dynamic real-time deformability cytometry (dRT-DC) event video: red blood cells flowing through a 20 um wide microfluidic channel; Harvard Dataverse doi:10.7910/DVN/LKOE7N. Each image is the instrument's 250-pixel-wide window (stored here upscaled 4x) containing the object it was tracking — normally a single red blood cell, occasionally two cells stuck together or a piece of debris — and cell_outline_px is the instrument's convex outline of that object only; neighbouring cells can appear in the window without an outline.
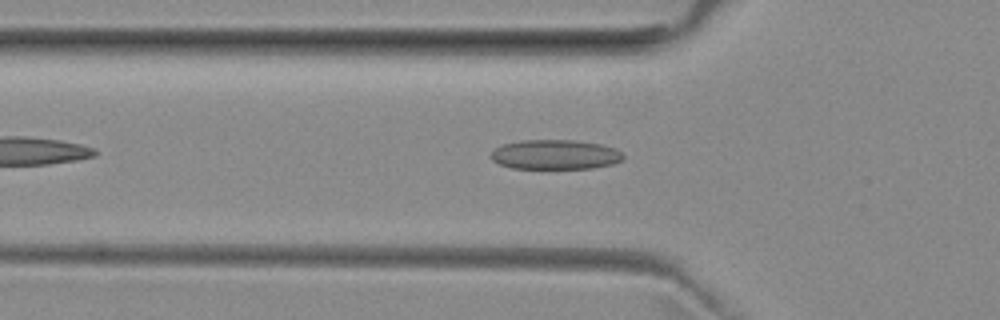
{"species": "common noctule bat (a hibernating species)", "species_latin": "Nyctalus noctula", "temperature_condition": "room temperature", "stored_images_in_passage": 41, "camera_frame_rate_fps": 3000, "um_per_image_px": 0.085, "animal": {"sex": "female", "body_mass_g": 29.2, "forearm_length_mm": 56.3}, "frame": {"image": 1, "passage_image": 7, "time_ms": 2.0, "image_size_px": [1000, 320], "cell_outline_px": [[624, 160], [612, 164], [592, 168], [512, 168], [500, 164], [492, 160], [488, 156], [496, 148], [504, 144], [524, 140], [576, 140], [600, 144], [616, 148], [624, 156]], "centroid_in_image_um": [47.21, 13.14], "position_along_channel_um": 78.6, "area_um2": 22.83}}
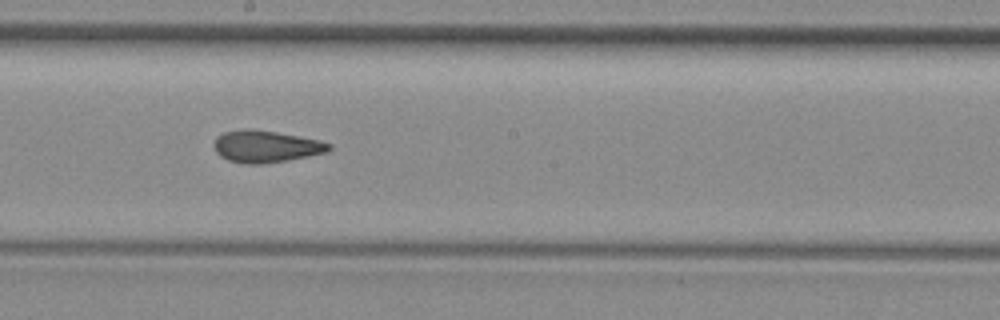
{"frame": {"image": 2, "passage_image": 18, "time_ms": 5.667, "image_size_px": [1000, 320], "cell_outline_px": [[332, 148], [328, 152], [288, 160], [260, 164], [244, 164], [228, 160], [220, 156], [216, 152], [216, 136], [224, 132], [248, 128], [276, 132], [320, 140], [332, 144]], "centroid_in_image_um": [22.63, 12.45], "position_along_channel_um": 225.6, "area_um2": 21.33}}
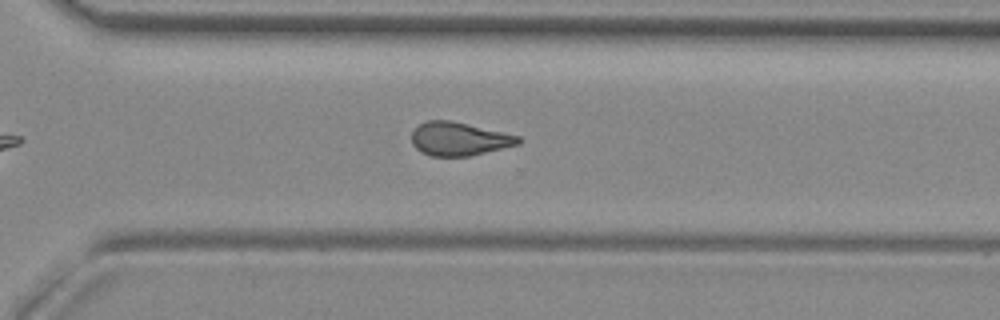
{"frame": {"image": 3, "passage_image": 26, "time_ms": 8.333, "image_size_px": [1000, 320], "cell_outline_px": [[520, 144], [472, 156], [432, 156], [420, 152], [412, 144], [412, 132], [420, 124], [428, 120], [452, 120], [520, 136]], "centroid_in_image_um": [39.03, 11.81], "position_along_channel_um": 331.6, "area_um2": 20.87}, "authors_computed_cell_mechanics": {"area_um2": 21.0392, "velocity_mm_per_s": 3.9926, "shape_relaxation_time_tau1_ms": null, "shape_relaxation_time_tau2_ms": 2.6584, "deformation_change_tau1": null, "deformation_change_tau2": 0.1008}}